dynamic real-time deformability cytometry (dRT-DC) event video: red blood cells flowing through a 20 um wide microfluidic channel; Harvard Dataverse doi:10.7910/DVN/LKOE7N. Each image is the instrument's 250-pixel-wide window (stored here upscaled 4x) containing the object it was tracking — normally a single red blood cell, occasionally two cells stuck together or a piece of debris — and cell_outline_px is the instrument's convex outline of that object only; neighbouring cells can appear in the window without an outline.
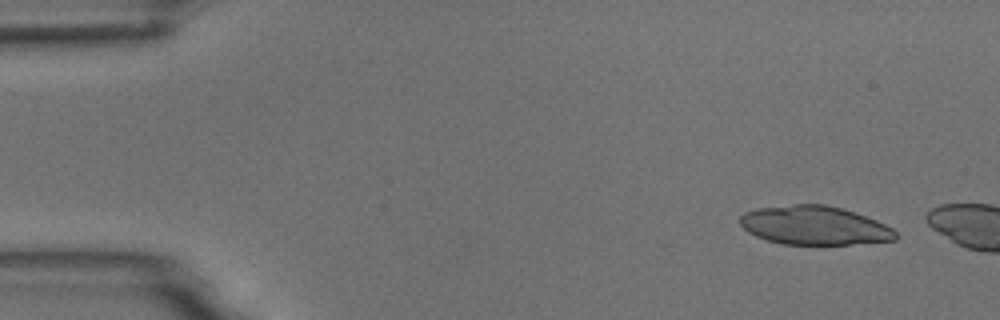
{"species": "common noctule bat (a hibernating species)", "species_latin": "Nyctalus noctula", "temperature_condition": "room temperature", "stored_images_in_passage": 3, "camera_frame_rate_fps": 3000, "um_per_image_px": 0.085, "animal": {"sex": "male", "body_mass_g": 18.8}, "frame": {"image": 1, "passage_image": 2, "time_ms": 1.0, "image_size_px": [1000, 320], "cell_outline_px": [[896, 240], [848, 244], [780, 244], [756, 236], [748, 232], [740, 224], [740, 216], [744, 212], [760, 208], [792, 204], [824, 204], [856, 212], [876, 220], [892, 228], [896, 232]], "centroid_in_image_um": [69.22, 19.16], "position_along_channel_um": 15.8, "area_um2": 35.03}}